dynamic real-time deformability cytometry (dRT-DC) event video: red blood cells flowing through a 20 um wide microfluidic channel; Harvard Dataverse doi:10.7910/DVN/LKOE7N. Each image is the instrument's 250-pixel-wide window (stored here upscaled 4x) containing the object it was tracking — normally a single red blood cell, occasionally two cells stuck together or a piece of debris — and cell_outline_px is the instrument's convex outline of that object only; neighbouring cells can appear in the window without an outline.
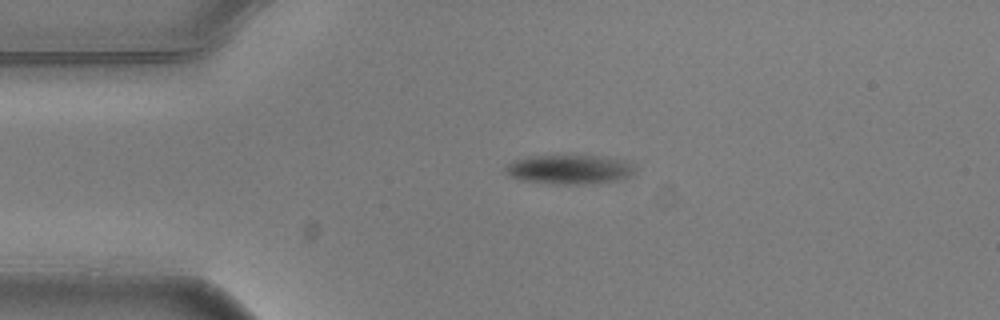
{"species": "common noctule bat (a hibernating species)", "species_latin": "Nyctalus noctula", "temperature_condition": "warm", "stored_images_in_passage": 3, "camera_frame_rate_fps": 3000, "um_per_image_px": 0.085, "animal": {"sex": "male", "body_mass_g": 20.5, "forearm_length_mm": 52.5}, "frame": {"image": 1, "passage_image": 3, "time_ms": 0.667, "image_size_px": [1000, 320], "cell_outline_px": [[636, 172], [632, 176], [616, 180], [588, 184], [556, 184], [520, 180], [508, 176], [504, 168], [508, 164], [516, 160], [528, 156], [600, 156], [628, 160], [636, 168]], "centroid_in_image_um": [48.45, 14.4], "position_along_channel_um": 36.6, "area_um2": 22.25}}